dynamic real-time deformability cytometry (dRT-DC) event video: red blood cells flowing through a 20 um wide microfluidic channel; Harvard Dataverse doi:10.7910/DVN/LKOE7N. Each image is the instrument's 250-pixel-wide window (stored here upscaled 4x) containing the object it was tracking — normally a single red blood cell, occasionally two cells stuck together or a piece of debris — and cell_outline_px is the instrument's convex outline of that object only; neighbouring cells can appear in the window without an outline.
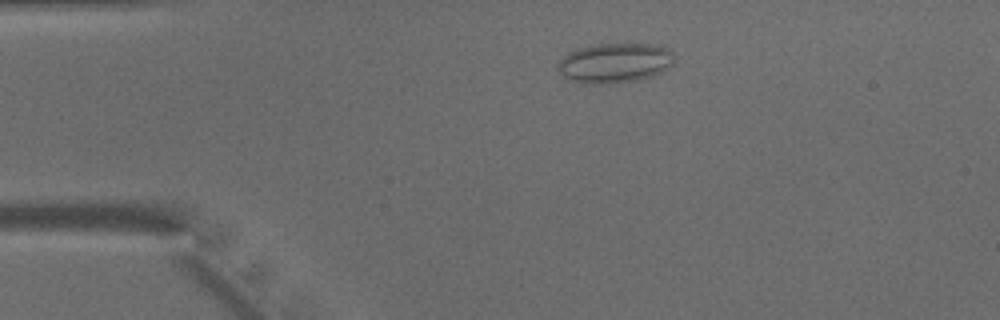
{"species": "common noctule bat (a hibernating species)", "species_latin": "Nyctalus noctula", "temperature_condition": "warm", "stored_images_in_passage": 31, "camera_frame_rate_fps": 3000, "um_per_image_px": 0.085, "animal": {"sex": "male", "body_mass_g": 15.6}, "frame": {"image": 1, "passage_image": 3, "time_ms": 0.667, "image_size_px": [1000, 320], "cell_outline_px": [[672, 64], [668, 68], [652, 76], [636, 80], [616, 84], [580, 84], [568, 80], [556, 68], [556, 64], [568, 52], [576, 48], [600, 44], [628, 40], [652, 44], [668, 48], [672, 52]], "centroid_in_image_um": [52.22, 5.32], "position_along_channel_um": 32.8, "area_um2": 28.03}}
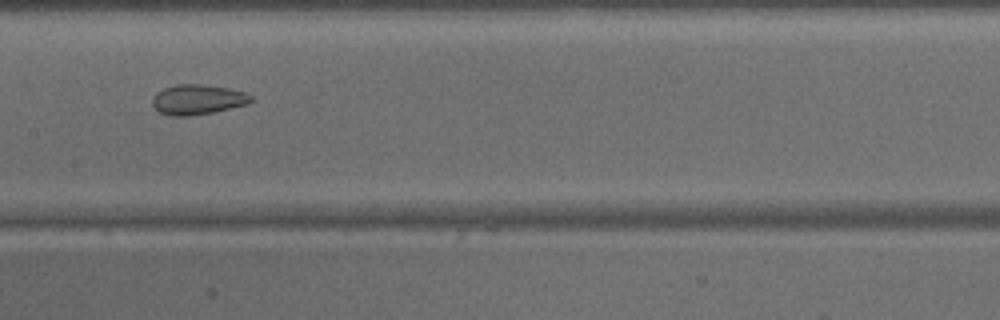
{"frame": {"image": 2, "passage_image": 17, "time_ms": 5.333, "image_size_px": [1000, 320], "cell_outline_px": [[252, 100], [248, 104], [212, 112], [188, 116], [172, 116], [160, 112], [152, 104], [152, 96], [156, 92], [164, 88], [176, 84], [200, 84], [228, 88], [244, 92], [252, 96]], "centroid_in_image_um": [16.78, 8.45], "position_along_channel_um": 190.6, "area_um2": 17.17}}
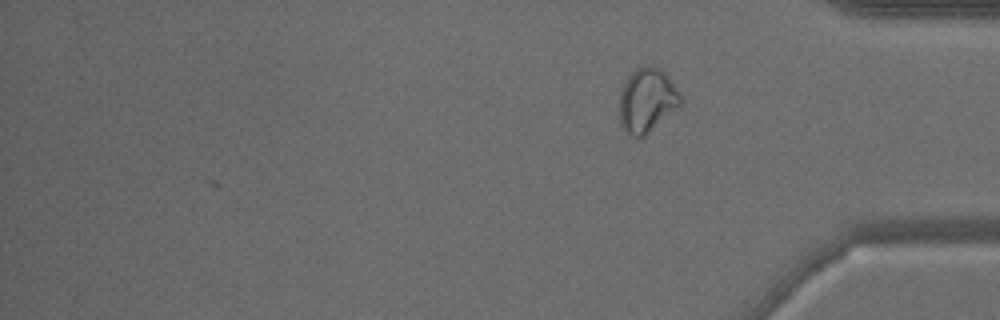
{"frame": {"image": 3, "passage_image": 31, "time_ms": 10.0, "image_size_px": [1000, 320], "cell_outline_px": [[680, 108], [644, 136], [632, 136], [624, 128], [620, 120], [620, 92], [628, 76], [636, 68], [660, 68], [664, 72], [680, 92]], "centroid_in_image_um": [55.02, 8.55], "position_along_channel_um": 380.2, "area_um2": 22.43}}